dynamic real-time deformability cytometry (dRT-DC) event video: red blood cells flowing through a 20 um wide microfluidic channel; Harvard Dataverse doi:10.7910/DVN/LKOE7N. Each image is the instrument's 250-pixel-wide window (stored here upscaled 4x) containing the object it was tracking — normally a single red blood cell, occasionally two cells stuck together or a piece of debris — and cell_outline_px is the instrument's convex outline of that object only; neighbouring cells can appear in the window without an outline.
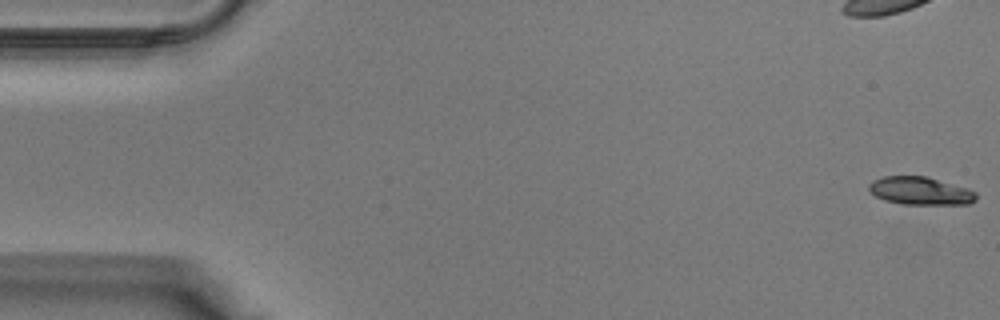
{"species": "Egyptian fruit bat (a non-hibernating species)", "species_latin": "Rousettus aegyptiacus", "temperature_condition": "warm", "stored_images_in_passage": 40, "camera_frame_rate_fps": 3000, "um_per_image_px": 0.085, "animal": {"sex": "male"}, "frame": {"image": 1, "passage_image": 1, "time_ms": 0.0, "image_size_px": [1000, 320], "cell_outline_px": [[976, 200], [968, 204], [904, 204], [884, 200], [876, 196], [868, 188], [868, 184], [872, 180], [884, 176], [928, 176], [968, 188], [976, 192]], "centroid_in_image_um": [78.24, 16.21], "position_along_channel_um": 6.8, "area_um2": 17.51}}